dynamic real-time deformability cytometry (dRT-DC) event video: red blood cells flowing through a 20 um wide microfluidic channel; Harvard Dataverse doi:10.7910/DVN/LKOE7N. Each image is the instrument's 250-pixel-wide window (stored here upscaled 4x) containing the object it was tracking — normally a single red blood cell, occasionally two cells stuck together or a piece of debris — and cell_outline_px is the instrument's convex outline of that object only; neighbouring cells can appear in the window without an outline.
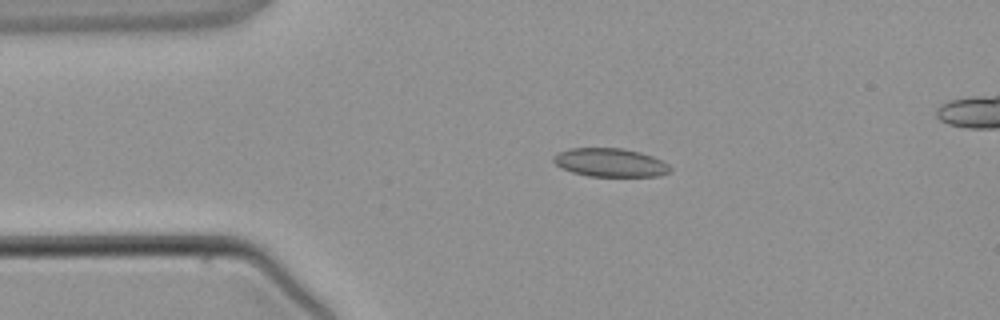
{"species": "common noctule bat (a hibernating species)", "species_latin": "Nyctalus noctula", "temperature_condition": "warm", "stored_images_in_passage": 4, "camera_frame_rate_fps": 3000, "um_per_image_px": 0.085, "animal": {"sex": "male", "body_mass_g": 21.5, "forearm_length_mm": 52.0}, "frame": {"image": 1, "passage_image": 2, "time_ms": 2.333, "image_size_px": [1000, 320], "cell_outline_px": [[672, 168], [668, 172], [660, 176], [588, 176], [572, 172], [560, 168], [552, 160], [552, 156], [568, 148], [624, 148], [640, 152], [652, 156], [668, 164]], "centroid_in_image_um": [51.84, 13.81], "position_along_channel_um": 33.2, "area_um2": 19.42}}